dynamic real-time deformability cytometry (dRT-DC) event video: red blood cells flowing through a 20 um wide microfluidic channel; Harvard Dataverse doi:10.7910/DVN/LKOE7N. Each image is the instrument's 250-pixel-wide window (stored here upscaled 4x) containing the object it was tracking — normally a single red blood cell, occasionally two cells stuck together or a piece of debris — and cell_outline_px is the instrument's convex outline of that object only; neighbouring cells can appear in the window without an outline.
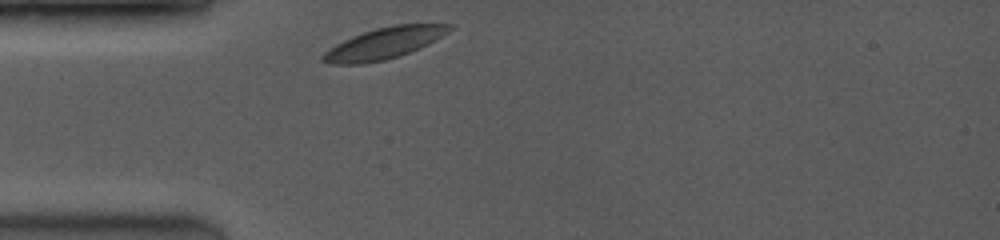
{"species": "common noctule bat (a hibernating species)", "species_latin": "Nyctalus noctula", "temperature_condition": "room temperature", "stored_images_in_passage": 5, "camera_frame_rate_fps": 3500, "um_per_image_px": 0.085, "animal": {"sex": "female", "body_mass_g": 19.0, "forearm_length_mm": 53.3}, "frame": {"image": 1, "passage_image": 1, "time_ms": 0.0, "image_size_px": [1000, 240], "cell_outline_px": [[456, 28], [436, 40], [420, 48], [384, 60], [360, 64], [328, 64], [320, 60], [320, 56], [328, 48], [352, 36], [376, 28], [396, 24], [456, 24]], "centroid_in_image_um": [32.66, 3.67], "position_along_channel_um": 52.3, "area_um2": 23.18}}